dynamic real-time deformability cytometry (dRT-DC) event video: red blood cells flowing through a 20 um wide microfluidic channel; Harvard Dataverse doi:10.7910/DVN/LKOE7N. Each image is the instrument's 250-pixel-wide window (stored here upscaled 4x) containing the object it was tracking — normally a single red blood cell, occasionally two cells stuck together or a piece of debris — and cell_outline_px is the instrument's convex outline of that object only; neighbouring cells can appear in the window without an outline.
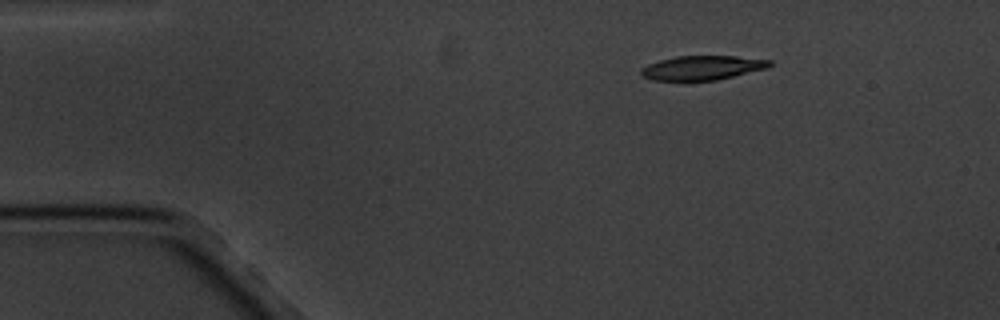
{"species": "common noctule bat (a hibernating species)", "species_latin": "Nyctalus noctula", "temperature_condition": "cold", "stored_images_in_passage": 3, "camera_frame_rate_fps": 3000, "um_per_image_px": 0.085, "animal": {"sex": "male", "body_mass_g": 20.1, "forearm_length_mm": 53.5}, "frame": {"image": 1, "passage_image": 1, "time_ms": 0.0, "image_size_px": [1000, 320], "cell_outline_px": [[772, 64], [768, 68], [716, 80], [652, 80], [640, 76], [640, 68], [648, 64], [660, 60], [676, 56], [736, 56], [772, 60]], "centroid_in_image_um": [59.68, 5.76], "position_along_channel_um": 25.3, "area_um2": 18.21}}